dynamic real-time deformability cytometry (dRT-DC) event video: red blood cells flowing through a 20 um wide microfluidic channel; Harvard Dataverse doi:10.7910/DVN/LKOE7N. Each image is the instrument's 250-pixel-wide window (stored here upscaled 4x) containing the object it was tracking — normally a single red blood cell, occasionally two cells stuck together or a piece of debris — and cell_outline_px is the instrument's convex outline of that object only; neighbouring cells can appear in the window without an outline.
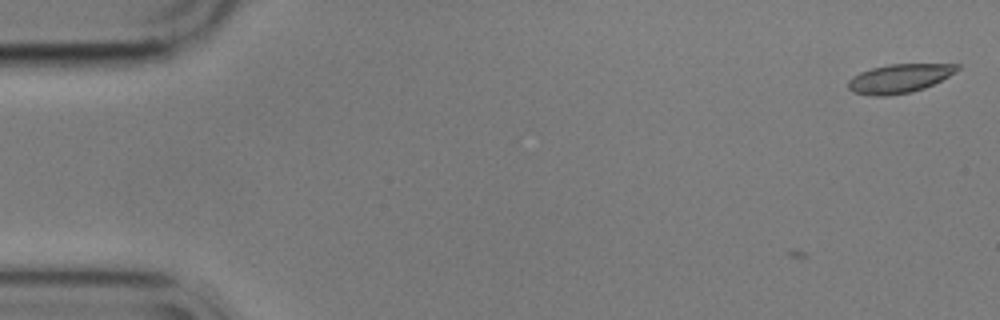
{"species": "common noctule bat (a hibernating species)", "species_latin": "Nyctalus noctula", "temperature_condition": "cold", "stored_images_in_passage": 6, "camera_frame_rate_fps": 3000, "um_per_image_px": 0.085, "animal": {"sex": "male", "body_mass_g": 17.9}, "frame": {"image": 1, "passage_image": 6, "time_ms": 1.667, "image_size_px": [1000, 320], "cell_outline_px": [[960, 68], [956, 72], [924, 88], [912, 92], [888, 96], [872, 96], [852, 92], [848, 88], [848, 80], [852, 76], [860, 72], [872, 68], [888, 64], [960, 64]], "centroid_in_image_um": [76.41, 6.67], "position_along_channel_um": 8.6, "area_um2": 18.38}}